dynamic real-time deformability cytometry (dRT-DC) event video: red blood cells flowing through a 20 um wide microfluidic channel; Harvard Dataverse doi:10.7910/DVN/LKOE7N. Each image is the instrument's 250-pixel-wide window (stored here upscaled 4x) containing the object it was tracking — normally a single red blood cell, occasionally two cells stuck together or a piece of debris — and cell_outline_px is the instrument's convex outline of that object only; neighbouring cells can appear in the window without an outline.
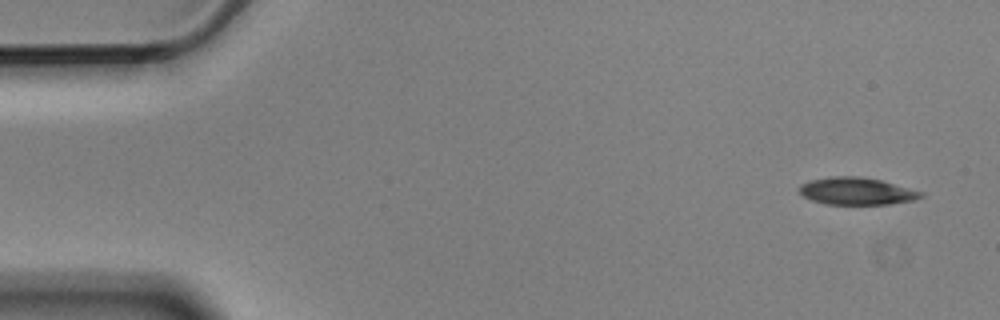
{"species": "Egyptian fruit bat (a non-hibernating species)", "species_latin": "Rousettus aegyptiacus", "temperature_condition": "cold", "stored_images_in_passage": 5, "segment_of_instrument_passage": [1, 2], "camera_frame_rate_fps": 3000, "um_per_image_px": 0.085, "animal": {"sex": "male"}, "frame": {"image": 1, "passage_image": 1, "time_ms": 0.0, "image_size_px": [1000, 320], "cell_outline_px": [[924, 196], [912, 200], [888, 204], [828, 204], [812, 200], [804, 196], [800, 192], [800, 184], [812, 180], [828, 176], [860, 176], [880, 180], [924, 192]], "centroid_in_image_um": [72.82, 16.24], "position_along_channel_um": 12.2, "area_um2": 19.13}}
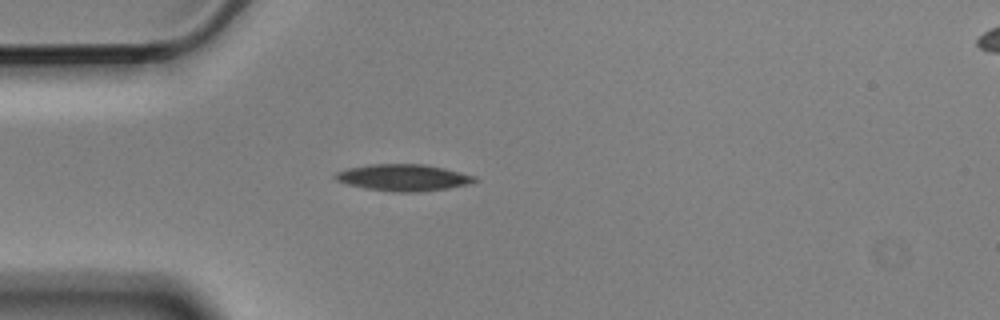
{"frame": {"image": 2, "passage_image": 4, "time_ms": 1.0, "image_size_px": [1000, 320], "cell_outline_px": [[480, 180], [468, 184], [448, 188], [420, 192], [396, 192], [364, 188], [348, 184], [336, 180], [332, 176], [336, 172], [348, 168], [368, 164], [424, 164], [444, 168], [476, 176]], "centroid_in_image_um": [34.29, 15.09], "position_along_channel_um": 50.7, "area_um2": 21.73}}